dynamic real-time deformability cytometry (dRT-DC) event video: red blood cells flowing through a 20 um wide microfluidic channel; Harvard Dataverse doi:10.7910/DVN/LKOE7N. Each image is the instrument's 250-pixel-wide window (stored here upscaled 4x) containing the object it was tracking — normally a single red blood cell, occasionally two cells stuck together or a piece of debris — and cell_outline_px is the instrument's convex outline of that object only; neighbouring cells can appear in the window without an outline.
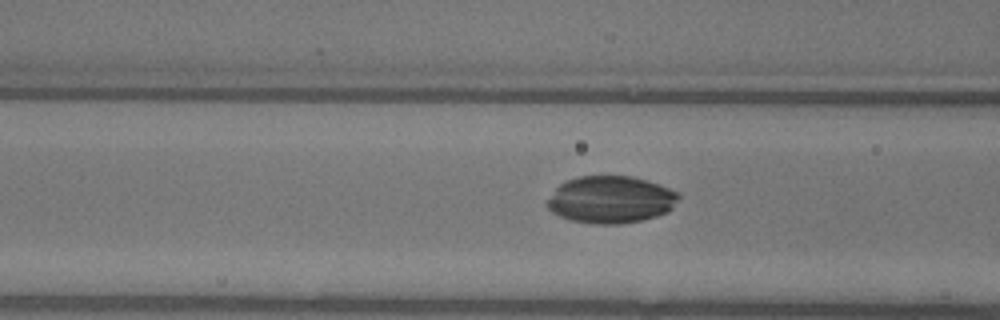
{"species": "common noctule bat (a hibernating species)", "species_latin": "Nyctalus noctula", "temperature_condition": "warm", "stored_images_in_passage": 35, "camera_frame_rate_fps": 3000, "um_per_image_px": 0.085, "animal": {"sex": "female"}, "frame": {"image": 1, "passage_image": 5, "time_ms": 1.333, "image_size_px": [1000, 320], "cell_outline_px": [[680, 196], [672, 208], [668, 212], [656, 216], [640, 220], [620, 224], [592, 224], [572, 220], [560, 216], [552, 212], [544, 204], [556, 188], [564, 180], [580, 176], [632, 176], [660, 184], [680, 192]], "centroid_in_image_um": [51.91, 16.96], "position_along_channel_um": 114.7, "area_um2": 36.36}}
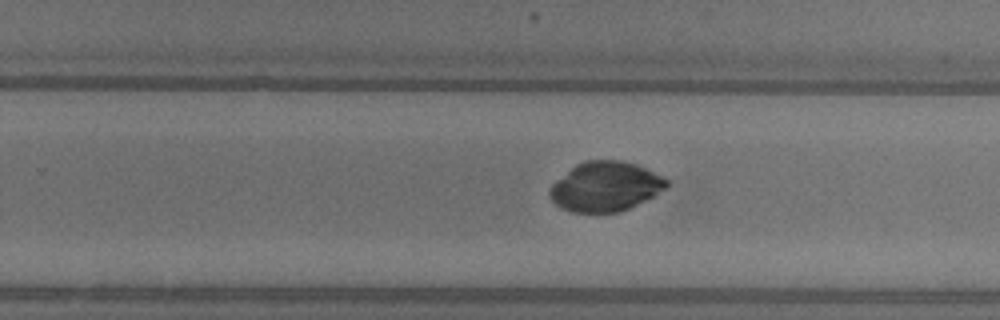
{"frame": {"image": 2, "passage_image": 17, "time_ms": 5.333, "image_size_px": [1000, 320], "cell_outline_px": [[668, 184], [664, 188], [652, 196], [620, 212], [572, 212], [560, 208], [552, 200], [548, 192], [552, 184], [556, 180], [576, 164], [584, 160], [620, 160], [636, 164], [668, 180]], "centroid_in_image_um": [51.4, 15.85], "position_along_channel_um": 278.4, "area_um2": 33.35}}
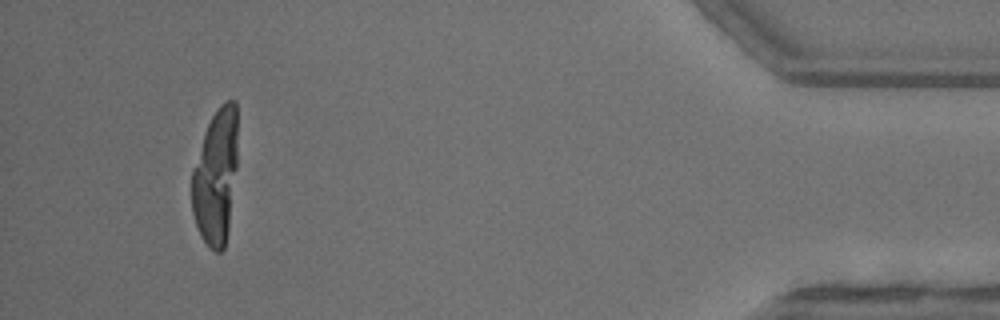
{"frame": {"image": 3, "passage_image": 32, "time_ms": 10.333, "image_size_px": [1000, 320], "cell_outline_px": [[236, 168], [228, 232], [224, 248], [220, 252], [216, 252], [204, 240], [196, 224], [192, 212], [192, 172], [204, 132], [212, 116], [220, 104], [224, 100], [236, 100]], "centroid_in_image_um": [18.34, 14.99], "position_along_channel_um": 416.9, "area_um2": 35.72}}